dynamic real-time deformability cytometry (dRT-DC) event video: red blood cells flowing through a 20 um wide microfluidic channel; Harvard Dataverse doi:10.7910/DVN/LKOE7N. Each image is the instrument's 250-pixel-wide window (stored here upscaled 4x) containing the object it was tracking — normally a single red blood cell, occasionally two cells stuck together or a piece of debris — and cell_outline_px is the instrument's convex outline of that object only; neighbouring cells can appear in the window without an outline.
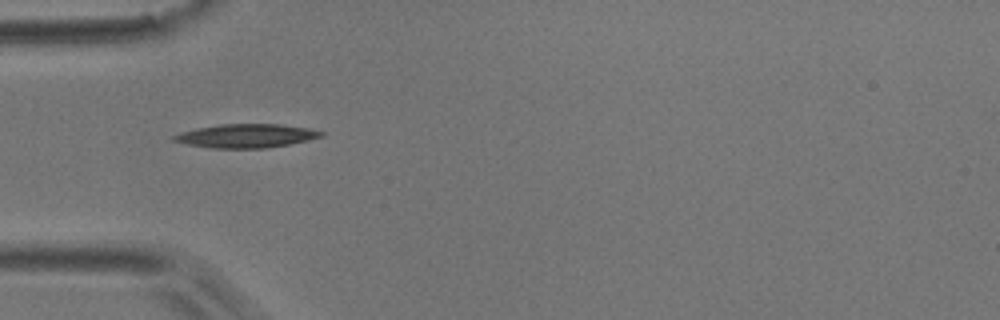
{"species": "common noctule bat (a hibernating species)", "species_latin": "Nyctalus noctula", "temperature_condition": "room temperature", "stored_images_in_passage": 6, "camera_frame_rate_fps": 3000, "um_per_image_px": 0.085, "animal": {"sex": "male", "body_mass_g": 17.9}, "frame": {"image": 1, "passage_image": 1, "time_ms": 0.0, "image_size_px": [1000, 320], "cell_outline_px": [[324, 136], [308, 140], [268, 148], [212, 148], [188, 144], [172, 140], [172, 136], [180, 132], [220, 124], [280, 124], [308, 128], [324, 132]], "centroid_in_image_um": [20.95, 11.55], "position_along_channel_um": 64.0, "area_um2": 20.17}}
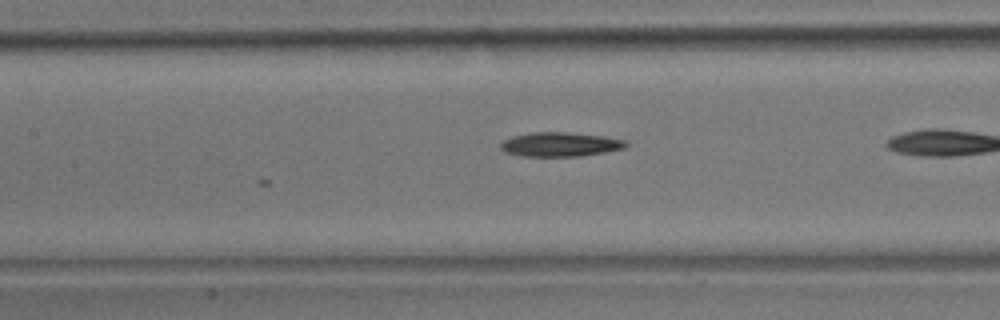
{"frame": {"image": 2, "passage_image": 6, "time_ms": 1.667, "image_size_px": [1000, 320], "cell_outline_px": [[628, 144], [624, 148], [604, 152], [580, 156], [520, 156], [504, 152], [500, 148], [500, 144], [504, 140], [512, 136], [532, 132], [564, 132], [604, 136], [628, 140]], "centroid_in_image_um": [47.6, 12.27], "position_along_channel_um": 159.8, "area_um2": 17.74}}